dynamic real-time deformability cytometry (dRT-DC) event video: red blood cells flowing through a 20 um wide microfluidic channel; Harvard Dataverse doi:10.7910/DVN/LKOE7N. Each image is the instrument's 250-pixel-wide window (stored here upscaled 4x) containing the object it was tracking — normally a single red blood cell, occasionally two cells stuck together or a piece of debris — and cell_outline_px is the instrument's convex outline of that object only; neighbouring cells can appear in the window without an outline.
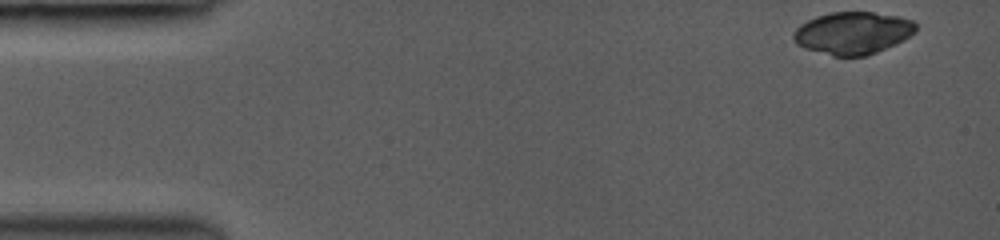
{"species": "common noctule bat (a hibernating species)", "species_latin": "Nyctalus noctula", "temperature_condition": "room temperature", "stored_images_in_passage": 11, "camera_frame_rate_fps": 3000, "um_per_image_px": 0.085, "animal": {"sex": "female", "body_mass_g": 19.0, "forearm_length_mm": 53.3}, "frame": {"image": 1, "passage_image": 1, "time_ms": 0.0, "image_size_px": [1000, 240], "cell_outline_px": [[916, 32], [904, 40], [896, 44], [876, 52], [864, 56], [832, 56], [804, 48], [796, 44], [792, 36], [792, 32], [800, 24], [816, 16], [832, 12], [872, 12], [900, 16], [912, 20], [916, 24]], "centroid_in_image_um": [72.48, 2.8], "position_along_channel_um": 12.5, "area_um2": 30.4}}
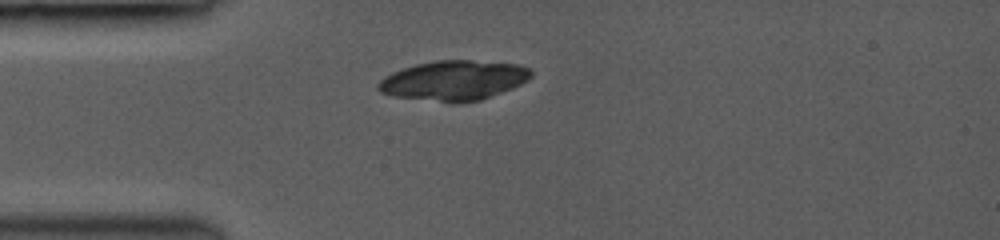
{"frame": {"image": 2, "passage_image": 9, "time_ms": 3.333, "image_size_px": [1000, 240], "cell_outline_px": [[532, 76], [528, 80], [512, 88], [480, 100], [456, 104], [452, 104], [392, 96], [380, 92], [376, 88], [376, 84], [384, 76], [392, 72], [416, 64], [436, 60], [472, 60], [516, 64], [528, 68], [532, 72]], "centroid_in_image_um": [38.53, 6.85], "position_along_channel_um": 46.5, "area_um2": 35.78}}